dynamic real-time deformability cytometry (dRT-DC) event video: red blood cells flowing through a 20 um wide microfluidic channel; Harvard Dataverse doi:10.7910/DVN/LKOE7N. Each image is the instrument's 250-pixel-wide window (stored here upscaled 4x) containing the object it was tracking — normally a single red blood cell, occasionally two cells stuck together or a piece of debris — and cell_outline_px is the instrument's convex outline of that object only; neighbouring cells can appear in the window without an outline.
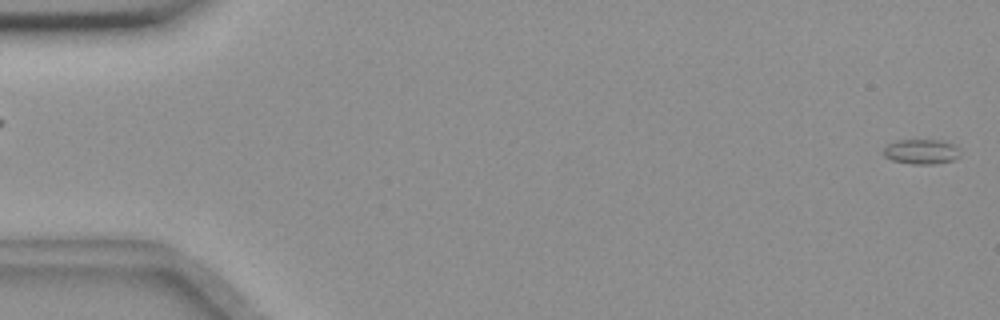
{"species": "common noctule bat (a hibernating species)", "species_latin": "Nyctalus noctula", "temperature_condition": "room temperature", "stored_images_in_passage": 15, "camera_frame_rate_fps": 3000, "um_per_image_px": 0.085, "animal": {"sex": "female", "body_mass_g": 18.4}, "frame": {"image": 1, "passage_image": 1, "time_ms": 0.0, "image_size_px": [1000, 320], "cell_outline_px": [[960, 156], [952, 160], [932, 164], [912, 164], [892, 160], [884, 156], [884, 148], [888, 144], [896, 140], [940, 140], [952, 144], [960, 148]], "centroid_in_image_um": [78.32, 12.88], "position_along_channel_um": 6.7, "area_um2": 11.1}}